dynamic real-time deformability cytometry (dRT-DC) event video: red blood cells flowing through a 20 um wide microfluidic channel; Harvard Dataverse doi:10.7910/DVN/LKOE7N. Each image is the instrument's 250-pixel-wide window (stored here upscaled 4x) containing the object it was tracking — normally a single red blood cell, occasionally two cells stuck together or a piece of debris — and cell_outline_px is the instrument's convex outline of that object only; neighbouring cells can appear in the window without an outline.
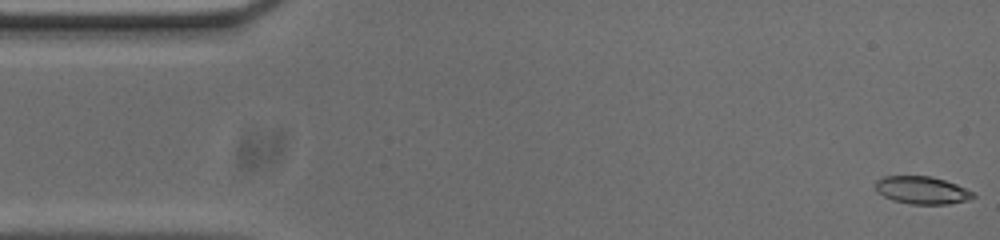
{"species": "common noctule bat (a hibernating species)", "species_latin": "Nyctalus noctula", "temperature_condition": "cold", "stored_images_in_passage": 54, "camera_frame_rate_fps": 3000, "um_per_image_px": 0.085, "animal": {"sex": "male", "body_mass_g": 20.0, "forearm_length_mm": 53.3}, "frame": {"image": 1, "passage_image": 1, "time_ms": 0.0, "image_size_px": [1000, 240], "cell_outline_px": [[976, 196], [968, 200], [948, 204], [912, 204], [892, 200], [884, 196], [876, 188], [876, 180], [884, 176], [928, 176], [944, 180], [956, 184], [972, 192]], "centroid_in_image_um": [78.37, 16.17], "position_along_channel_um": 6.6, "area_um2": 15.49}}
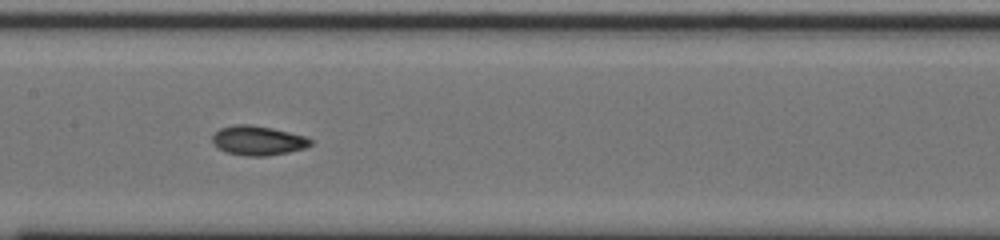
{"frame": {"image": 2, "passage_image": 25, "time_ms": 8.0, "image_size_px": [1000, 240], "cell_outline_px": [[312, 144], [304, 148], [288, 152], [264, 156], [248, 156], [228, 152], [220, 148], [212, 140], [212, 136], [220, 128], [236, 124], [252, 124], [272, 128], [308, 136], [312, 140]], "centroid_in_image_um": [21.97, 11.93], "position_along_channel_um": 185.4, "area_um2": 16.7}}
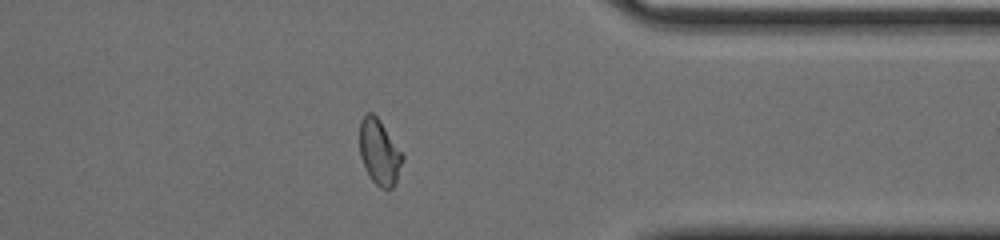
{"frame": {"image": 3, "passage_image": 42, "time_ms": 13.667, "image_size_px": [1000, 240], "cell_outline_px": [[404, 160], [396, 180], [392, 188], [380, 188], [368, 176], [364, 168], [360, 156], [360, 120], [364, 112], [372, 112], [380, 120], [404, 152]], "centroid_in_image_um": [32.26, 12.9], "position_along_channel_um": 379.1, "area_um2": 16.76}, "authors_computed_cell_mechanics": {"area_um2": 16.4441, "velocity_mm_per_s": 3.7081, "shape_relaxation_time_tau1_ms": 7.4913, "shape_relaxation_time_tau2_ms": 2.2977, "deformation_change_tau1": 0.1694, "deformation_change_tau2": 0.064}}